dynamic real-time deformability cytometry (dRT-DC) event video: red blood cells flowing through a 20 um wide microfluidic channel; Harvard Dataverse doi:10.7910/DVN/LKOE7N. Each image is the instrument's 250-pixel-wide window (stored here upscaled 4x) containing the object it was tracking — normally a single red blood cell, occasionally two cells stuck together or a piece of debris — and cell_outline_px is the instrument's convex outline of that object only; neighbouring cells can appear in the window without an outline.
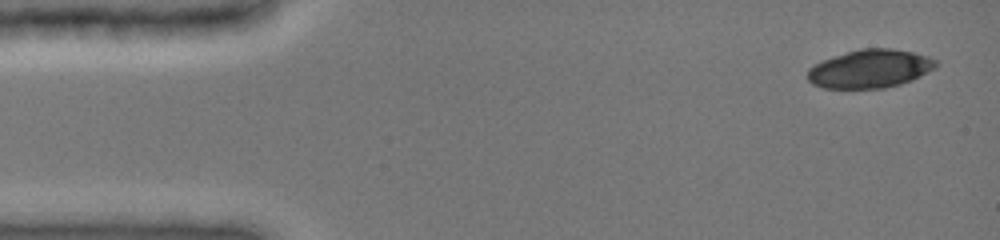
{"species": "common noctule bat (a hibernating species)", "species_latin": "Nyctalus noctula", "temperature_condition": "cold", "stored_images_in_passage": 16, "camera_frame_rate_fps": 3000, "um_per_image_px": 0.085, "animal": {"sex": "female", "body_mass_g": 19.0, "forearm_length_mm": 51.5}, "frame": {"image": 1, "passage_image": 1, "time_ms": 0.0, "image_size_px": [1000, 240], "cell_outline_px": [[940, 64], [936, 68], [912, 80], [900, 84], [884, 88], [824, 88], [812, 84], [808, 80], [808, 68], [824, 60], [860, 48], [892, 48], [912, 52], [928, 56], [936, 60]], "centroid_in_image_um": [73.99, 5.85], "position_along_channel_um": 11.0, "area_um2": 28.61}}